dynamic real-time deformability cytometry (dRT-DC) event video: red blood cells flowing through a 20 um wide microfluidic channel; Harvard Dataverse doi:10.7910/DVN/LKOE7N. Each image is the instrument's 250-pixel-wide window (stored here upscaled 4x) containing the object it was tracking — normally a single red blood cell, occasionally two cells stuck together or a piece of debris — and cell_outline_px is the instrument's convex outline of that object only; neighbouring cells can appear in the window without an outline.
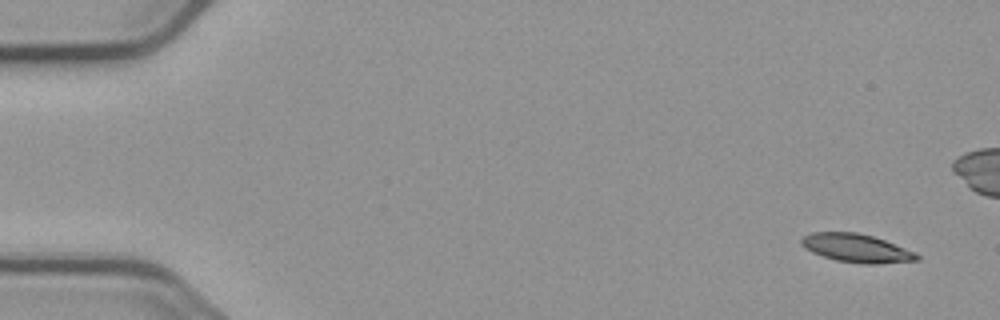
{"species": "common noctule bat (a hibernating species)", "species_latin": "Nyctalus noctula", "temperature_condition": "cold", "stored_images_in_passage": 5, "camera_frame_rate_fps": 3000, "um_per_image_px": 0.085, "animal": {"sex": "male", "body_mass_g": 23.1, "forearm_length_mm": 52.7}, "frame": {"image": 1, "passage_image": 1, "time_ms": 0.0, "image_size_px": [1000, 320], "cell_outline_px": [[920, 260], [876, 264], [864, 264], [836, 260], [812, 252], [804, 248], [800, 244], [800, 240], [804, 236], [812, 232], [856, 232], [872, 236], [884, 240], [916, 252], [920, 256]], "centroid_in_image_um": [72.8, 21.09], "position_along_channel_um": 12.2, "area_um2": 19.07}}